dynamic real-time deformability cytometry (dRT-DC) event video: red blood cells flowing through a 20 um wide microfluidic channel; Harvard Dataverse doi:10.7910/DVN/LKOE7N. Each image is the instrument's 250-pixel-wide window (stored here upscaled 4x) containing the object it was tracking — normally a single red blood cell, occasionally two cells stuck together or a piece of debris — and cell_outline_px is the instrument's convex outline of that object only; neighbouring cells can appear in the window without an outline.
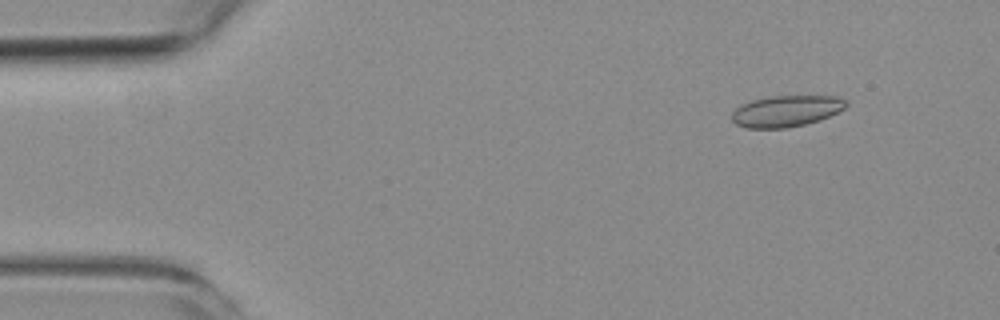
{"species": "common noctule bat (a hibernating species)", "species_latin": "Nyctalus noctula", "temperature_condition": "room temperature", "stored_images_in_passage": 5, "segment_of_instrument_passage": [2, 2], "camera_frame_rate_fps": 3000, "um_per_image_px": 0.085, "animal": {"sex": "female", "body_mass_g": 19.3, "forearm_length_mm": 54.1}, "frame": {"image": 1, "passage_image": 5, "time_ms": 6.0, "image_size_px": [1000, 320], "cell_outline_px": [[848, 104], [844, 108], [820, 120], [804, 124], [784, 128], [744, 128], [736, 124], [732, 120], [732, 112], [740, 104], [752, 100], [772, 96], [840, 96], [848, 100]], "centroid_in_image_um": [66.82, 9.43], "position_along_channel_um": 18.2, "area_um2": 20.87}}